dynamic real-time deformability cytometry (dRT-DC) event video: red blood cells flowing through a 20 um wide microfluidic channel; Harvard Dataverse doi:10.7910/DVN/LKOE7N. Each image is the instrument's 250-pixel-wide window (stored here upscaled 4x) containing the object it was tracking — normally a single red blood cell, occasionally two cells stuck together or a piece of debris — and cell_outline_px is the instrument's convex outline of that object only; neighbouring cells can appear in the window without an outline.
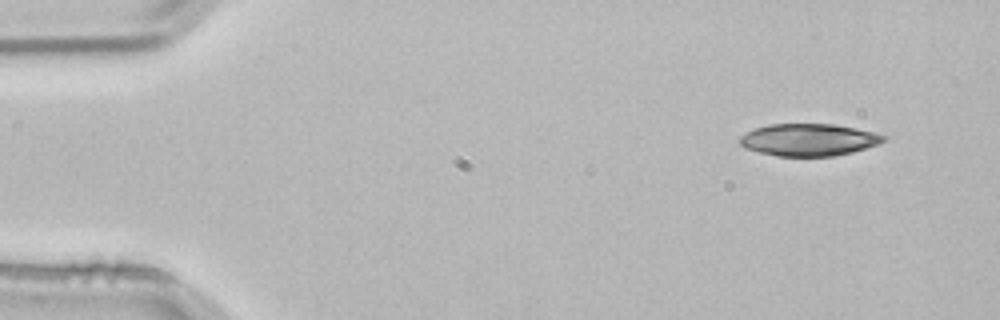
{"species": "common noctule bat (a hibernating species)", "species_latin": "Nyctalus noctula", "temperature_condition": "room temperature", "stored_images_in_passage": 3, "camera_frame_rate_fps": 3000, "um_per_image_px": 0.085, "animal": {"sex": "male", "body_mass_g": 21.5, "forearm_length_mm": 52.0}, "frame": {"image": 1, "passage_image": 1, "time_ms": 0.0, "image_size_px": [1000, 320], "cell_outline_px": [[888, 140], [880, 144], [852, 152], [836, 156], [776, 156], [744, 148], [740, 144], [740, 136], [756, 128], [768, 124], [832, 124], [856, 128], [876, 132], [888, 136]], "centroid_in_image_um": [68.81, 11.88], "position_along_channel_um": 16.2, "area_um2": 27.17}}